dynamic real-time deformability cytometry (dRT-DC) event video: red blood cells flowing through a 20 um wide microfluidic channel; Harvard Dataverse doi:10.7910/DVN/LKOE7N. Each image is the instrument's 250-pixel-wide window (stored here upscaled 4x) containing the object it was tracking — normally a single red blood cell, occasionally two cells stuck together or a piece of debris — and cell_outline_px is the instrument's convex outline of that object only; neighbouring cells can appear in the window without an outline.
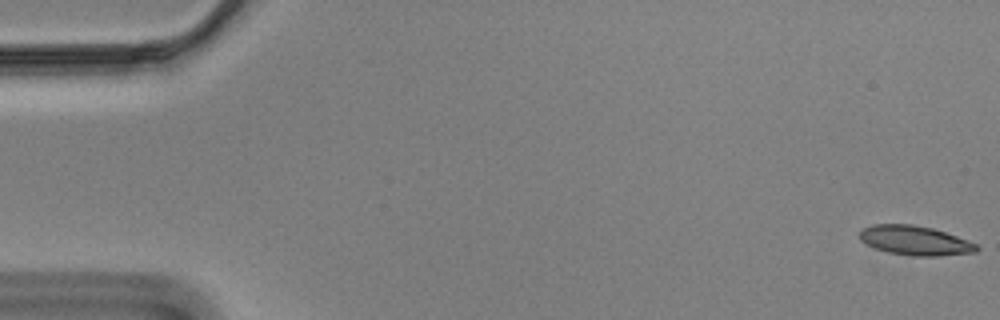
{"species": "Egyptian fruit bat (a non-hibernating species)", "species_latin": "Rousettus aegyptiacus", "temperature_condition": "cold", "stored_images_in_passage": 58, "camera_frame_rate_fps": 3000, "um_per_image_px": 0.085, "animal": {"sex": "male"}, "frame": {"image": 1, "passage_image": 1, "time_ms": 0.0, "image_size_px": [1000, 320], "cell_outline_px": [[980, 248], [976, 252], [936, 256], [912, 256], [888, 252], [876, 248], [860, 240], [860, 232], [864, 228], [872, 224], [912, 224], [932, 228], [956, 236], [976, 244]], "centroid_in_image_um": [77.77, 20.44], "position_along_channel_um": 7.2, "area_um2": 19.83}}
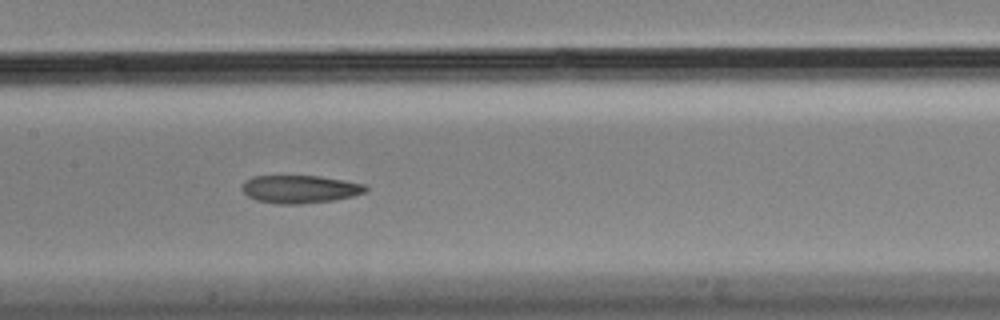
{"frame": {"image": 2, "passage_image": 28, "time_ms": 9.0, "image_size_px": [1000, 320], "cell_outline_px": [[368, 188], [364, 192], [352, 196], [332, 200], [300, 204], [276, 204], [256, 200], [248, 196], [240, 188], [244, 180], [252, 176], [320, 176], [344, 180], [364, 184]], "centroid_in_image_um": [25.44, 16.07], "position_along_channel_um": 182.0, "area_um2": 20.11}}
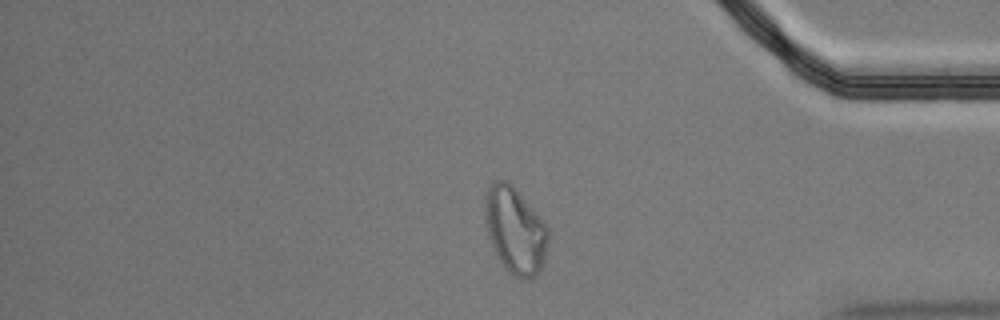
{"frame": {"image": 3, "passage_image": 48, "time_ms": 15.667, "image_size_px": [1000, 320], "cell_outline_px": [[548, 244], [544, 260], [540, 272], [536, 276], [524, 280], [520, 280], [508, 272], [500, 260], [492, 244], [488, 232], [484, 216], [484, 200], [488, 188], [496, 180], [508, 180], [512, 184], [544, 220], [548, 228]], "centroid_in_image_um": [43.81, 19.58], "position_along_channel_um": 391.4, "area_um2": 32.02}, "authors_computed_cell_mechanics": {"area_um2": 20.7502, "velocity_mm_per_s": 3.48, "shape_relaxation_time_tau1_ms": null, "shape_relaxation_time_tau2_ms": 4.4681, "deformation_change_tau1": null, "deformation_change_tau2": 0.1184}}